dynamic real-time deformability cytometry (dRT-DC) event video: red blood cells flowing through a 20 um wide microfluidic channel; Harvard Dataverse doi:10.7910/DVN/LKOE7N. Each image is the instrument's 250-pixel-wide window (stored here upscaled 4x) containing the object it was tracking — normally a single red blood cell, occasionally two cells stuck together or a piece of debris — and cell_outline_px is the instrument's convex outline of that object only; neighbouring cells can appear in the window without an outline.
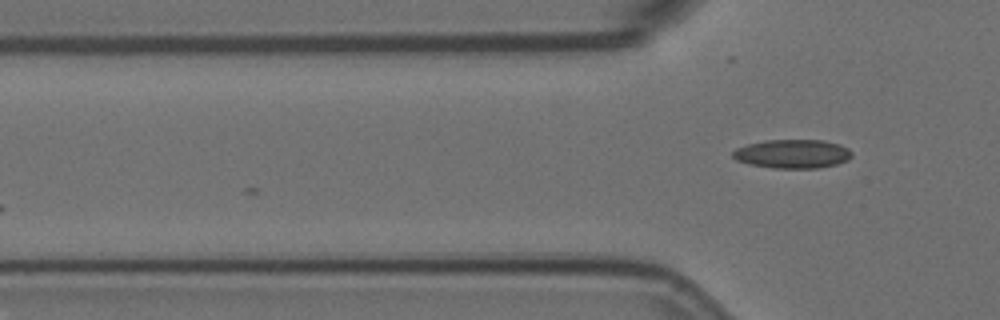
{"species": "Egyptian fruit bat (a non-hibernating species)", "species_latin": "Rousettus aegyptiacus", "temperature_condition": "room temperature", "stored_images_in_passage": 3, "camera_frame_rate_fps": 3000, "um_per_image_px": 0.085, "animal": {"sex": "female"}, "frame": {"image": 1, "passage_image": 3, "time_ms": 0.667, "image_size_px": [1000, 320], "cell_outline_px": [[852, 156], [848, 160], [836, 164], [816, 168], [772, 168], [748, 164], [736, 160], [732, 156], [732, 152], [736, 148], [748, 144], [764, 140], [824, 140], [840, 144], [848, 148], [852, 152]], "centroid_in_image_um": [67.36, 13.07], "position_along_channel_um": 58.4, "area_um2": 20.11}}